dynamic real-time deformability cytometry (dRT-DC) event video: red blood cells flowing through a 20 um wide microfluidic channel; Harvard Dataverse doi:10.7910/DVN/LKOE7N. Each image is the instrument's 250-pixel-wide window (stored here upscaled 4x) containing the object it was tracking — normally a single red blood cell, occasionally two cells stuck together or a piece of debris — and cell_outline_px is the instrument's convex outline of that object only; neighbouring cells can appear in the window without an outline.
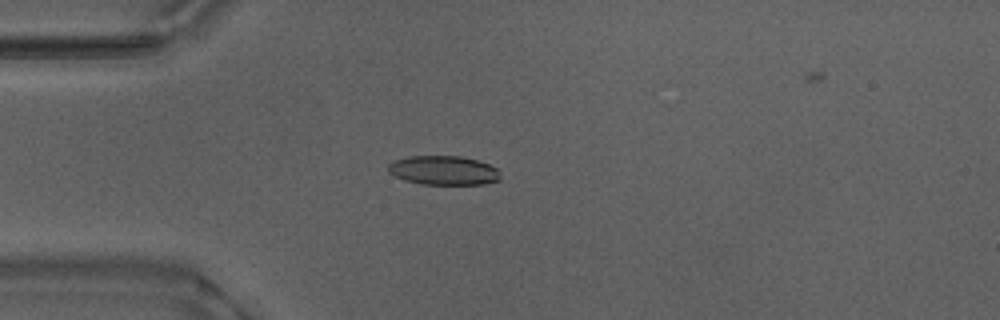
{"species": "Egyptian fruit bat (a non-hibernating species)", "species_latin": "Rousettus aegyptiacus", "temperature_condition": "warm", "stored_images_in_passage": 54, "camera_frame_rate_fps": 3000, "um_per_image_px": 0.085, "animal": {"sex": "male"}, "frame": {"image": 1, "passage_image": 15, "time_ms": 4.667, "image_size_px": [1000, 320], "cell_outline_px": [[500, 180], [484, 184], [420, 184], [404, 180], [388, 172], [388, 164], [392, 160], [408, 156], [460, 156], [476, 160], [488, 164], [496, 168], [500, 176]], "centroid_in_image_um": [37.66, 14.48], "position_along_channel_um": 47.3, "area_um2": 19.07}}
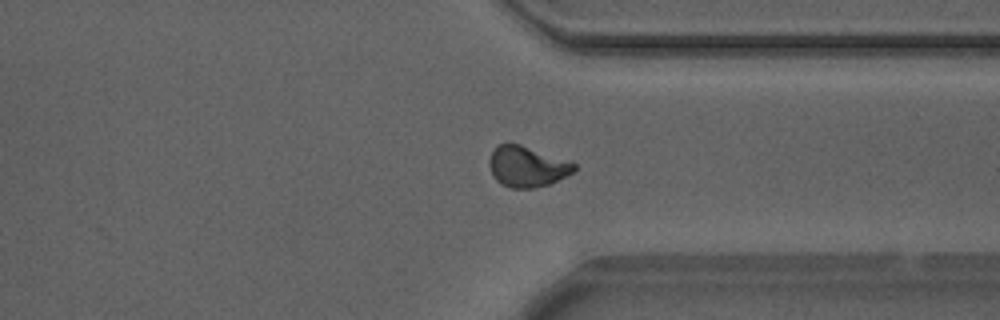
{"frame": {"image": 2, "passage_image": 41, "time_ms": 13.333, "image_size_px": [1000, 320], "cell_outline_px": [[576, 168], [572, 172], [548, 184], [532, 188], [512, 188], [500, 184], [496, 180], [488, 164], [488, 160], [496, 144], [520, 144], [572, 160], [576, 164]], "centroid_in_image_um": [44.8, 14.13], "position_along_channel_um": 366.6, "area_um2": 20.23}}
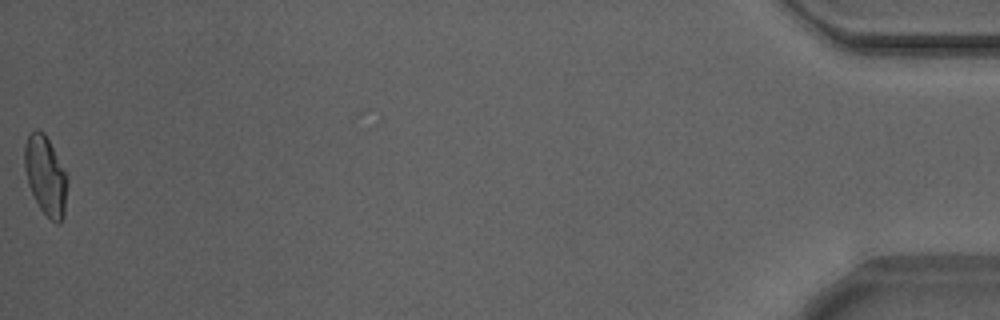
{"frame": {"image": 3, "passage_image": 54, "time_ms": 17.667, "image_size_px": [1000, 320], "cell_outline_px": [[68, 184], [64, 216], [60, 224], [56, 224], [40, 208], [28, 184], [24, 168], [24, 148], [28, 132], [36, 128], [44, 132], [68, 176]], "centroid_in_image_um": [3.88, 14.9], "position_along_channel_um": 431.3, "area_um2": 19.88}, "authors_computed_cell_mechanics": {"area_um2": 19.4497, "velocity_mm_per_s": 3.8672, "shape_relaxation_time_tau1_ms": 9.5684, "shape_relaxation_time_tau2_ms": 1.6565, "deformation_change_tau1": 0.2234, "deformation_change_tau2": 0.0668}}